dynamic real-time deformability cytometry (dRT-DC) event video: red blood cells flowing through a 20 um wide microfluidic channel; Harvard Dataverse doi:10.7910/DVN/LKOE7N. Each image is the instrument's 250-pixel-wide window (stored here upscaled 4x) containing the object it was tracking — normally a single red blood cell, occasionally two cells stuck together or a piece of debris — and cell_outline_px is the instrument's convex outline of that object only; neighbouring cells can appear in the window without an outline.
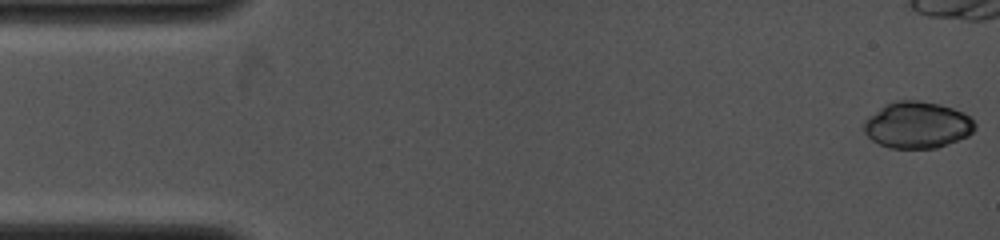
{"species": "common noctule bat (a hibernating species)", "species_latin": "Nyctalus noctula", "temperature_condition": "cold", "stored_images_in_passage": 7, "camera_frame_rate_fps": 4000, "um_per_image_px": 0.085, "animal": {"sex": "female", "body_mass_g": 19.0, "forearm_length_mm": 53.3}, "frame": {"image": 1, "passage_image": 1, "time_ms": 0.0, "image_size_px": [1000, 240], "cell_outline_px": [[976, 128], [968, 136], [936, 148], [888, 148], [872, 140], [864, 132], [864, 120], [868, 116], [884, 104], [896, 100], [916, 100], [940, 104], [964, 112], [976, 124]], "centroid_in_image_um": [77.95, 10.61], "position_along_channel_um": 7.0, "area_um2": 30.23}}